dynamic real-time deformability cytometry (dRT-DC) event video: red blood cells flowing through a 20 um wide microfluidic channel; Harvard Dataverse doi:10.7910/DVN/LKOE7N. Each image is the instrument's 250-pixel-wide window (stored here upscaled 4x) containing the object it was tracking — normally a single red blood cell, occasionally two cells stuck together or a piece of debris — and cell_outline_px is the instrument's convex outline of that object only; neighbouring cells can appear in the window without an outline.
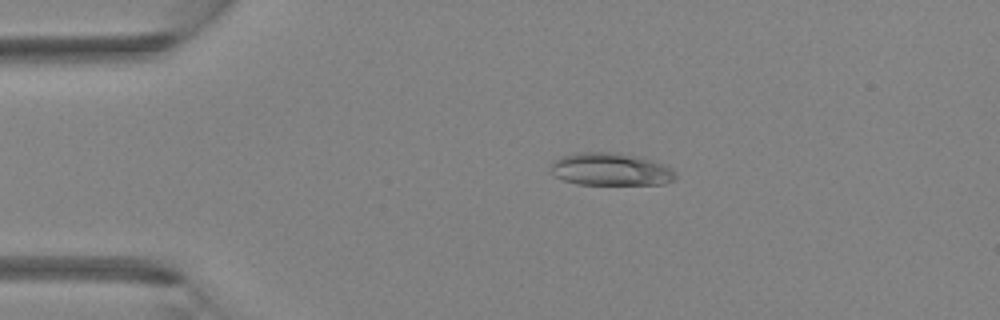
{"species": "Egyptian fruit bat (a non-hibernating species)", "species_latin": "Rousettus aegyptiacus", "temperature_condition": "room temperature", "stored_images_in_passage": 3, "camera_frame_rate_fps": 3000, "um_per_image_px": 0.085, "animal": {"sex": "female"}, "frame": {"image": 1, "passage_image": 2, "time_ms": 0.333, "image_size_px": [1000, 320], "cell_outline_px": [[676, 176], [672, 180], [664, 184], [576, 184], [552, 176], [548, 164], [560, 156], [576, 152], [620, 152], [640, 156], [652, 160], [672, 168], [676, 172]], "centroid_in_image_um": [51.85, 14.37], "position_along_channel_um": 33.2, "area_um2": 24.22}}